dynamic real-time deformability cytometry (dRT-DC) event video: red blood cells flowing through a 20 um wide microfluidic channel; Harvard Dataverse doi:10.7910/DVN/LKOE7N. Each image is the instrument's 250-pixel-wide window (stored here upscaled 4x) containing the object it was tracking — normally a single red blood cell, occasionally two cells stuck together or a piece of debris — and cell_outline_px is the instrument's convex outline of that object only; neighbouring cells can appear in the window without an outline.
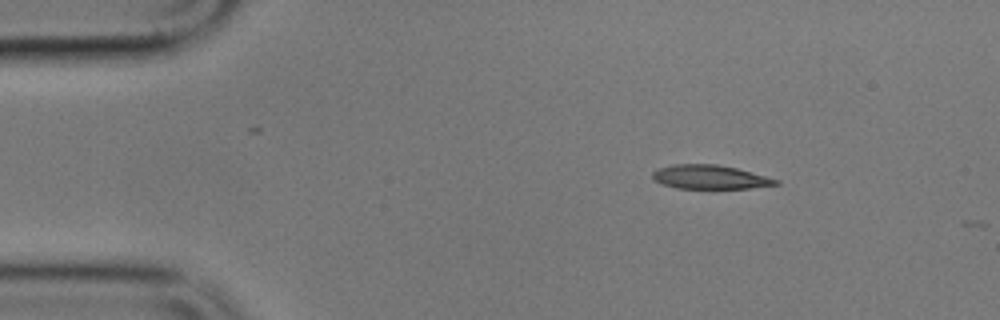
{"species": "common noctule bat (a hibernating species)", "species_latin": "Nyctalus noctula", "temperature_condition": "cold", "stored_images_in_passage": 2, "camera_frame_rate_fps": 3000, "um_per_image_px": 0.085, "animal": {"sex": "male", "body_mass_g": 17.9}, "frame": {"image": 1, "passage_image": 1, "time_ms": 0.0, "image_size_px": [1000, 320], "cell_outline_px": [[780, 184], [748, 188], [676, 188], [652, 180], [652, 172], [660, 168], [672, 164], [716, 164], [736, 168], [780, 180]], "centroid_in_image_um": [60.33, 15.04], "position_along_channel_um": 24.7, "area_um2": 17.05}}